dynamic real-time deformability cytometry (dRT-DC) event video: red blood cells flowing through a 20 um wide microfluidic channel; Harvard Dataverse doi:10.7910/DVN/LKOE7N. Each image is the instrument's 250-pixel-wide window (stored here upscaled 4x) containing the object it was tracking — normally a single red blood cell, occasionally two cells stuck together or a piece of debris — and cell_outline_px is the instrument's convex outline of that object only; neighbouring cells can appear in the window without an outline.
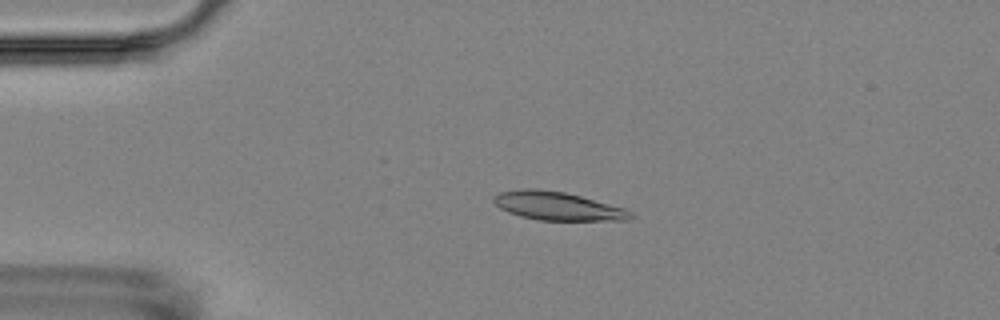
{"species": "Egyptian fruit bat (a non-hibernating species)", "species_latin": "Rousettus aegyptiacus", "temperature_condition": "room temperature", "stored_images_in_passage": 4, "camera_frame_rate_fps": 3000, "um_per_image_px": 0.085, "animal": {"sex": "female"}, "frame": {"image": 1, "passage_image": 3, "time_ms": 2.333, "image_size_px": [1000, 320], "cell_outline_px": [[632, 216], [628, 220], [536, 220], [520, 216], [508, 212], [500, 208], [492, 200], [492, 196], [500, 192], [524, 188], [532, 188], [564, 192], [580, 196], [624, 208], [632, 212]], "centroid_in_image_um": [47.34, 17.51], "position_along_channel_um": 37.7, "area_um2": 22.48}}